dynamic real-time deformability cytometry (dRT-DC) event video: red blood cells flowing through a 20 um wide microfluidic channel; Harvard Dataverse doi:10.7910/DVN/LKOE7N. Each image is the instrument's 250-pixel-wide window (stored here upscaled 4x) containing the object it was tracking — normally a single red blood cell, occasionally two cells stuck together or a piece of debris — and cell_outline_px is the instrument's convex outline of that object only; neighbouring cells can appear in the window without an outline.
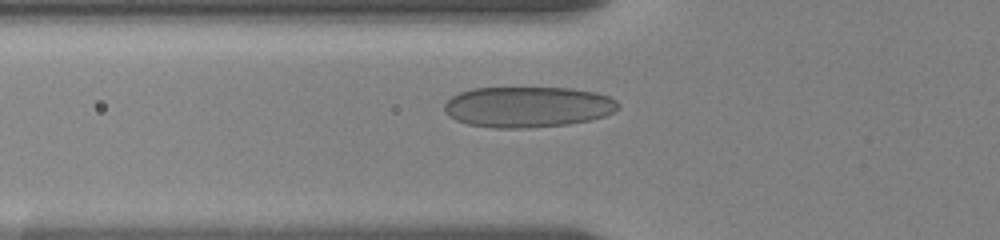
{"species": "human", "species_latin": "Homo sapiens", "temperature_condition": "room temperature", "stored_images_in_passage": 52, "camera_frame_rate_fps": 3000, "um_per_image_px": 0.085, "donor": {"sex": "female"}, "frame": {"image": 1, "passage_image": 17, "time_ms": 5.333, "image_size_px": [1000, 240], "cell_outline_px": [[620, 108], [604, 116], [588, 120], [568, 124], [528, 128], [492, 128], [468, 124], [456, 120], [448, 116], [444, 112], [444, 104], [452, 96], [460, 92], [472, 88], [572, 88], [596, 92], [608, 96], [616, 100], [620, 104]], "centroid_in_image_um": [44.85, 9.09], "position_along_channel_um": 81.0, "area_um2": 41.5}}
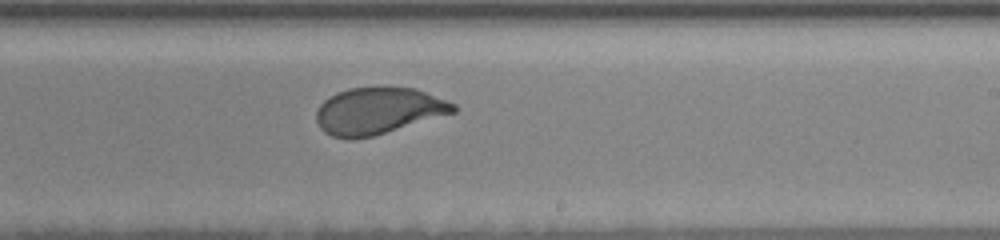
{"frame": {"image": 2, "passage_image": 32, "time_ms": 10.333, "image_size_px": [1000, 240], "cell_outline_px": [[456, 112], [372, 136], [348, 140], [332, 136], [324, 132], [320, 128], [316, 120], [316, 108], [324, 100], [336, 92], [348, 88], [384, 84], [416, 88], [456, 104]], "centroid_in_image_um": [32.12, 9.38], "position_along_channel_um": 256.9, "area_um2": 38.09}}
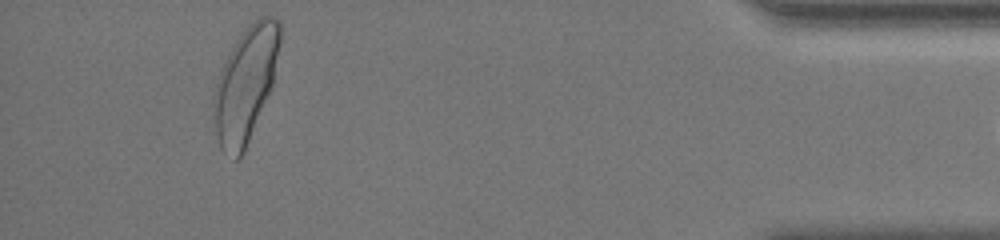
{"frame": {"image": 3, "passage_image": 50, "time_ms": 16.333, "image_size_px": [1000, 240], "cell_outline_px": [[280, 44], [272, 88], [244, 152], [236, 160], [224, 152], [220, 148], [216, 136], [212, 104], [216, 84], [224, 60], [236, 40], [248, 24], [260, 16], [268, 16], [280, 20]], "centroid_in_image_um": [20.87, 7.16], "position_along_channel_um": 414.3, "area_um2": 44.33}}